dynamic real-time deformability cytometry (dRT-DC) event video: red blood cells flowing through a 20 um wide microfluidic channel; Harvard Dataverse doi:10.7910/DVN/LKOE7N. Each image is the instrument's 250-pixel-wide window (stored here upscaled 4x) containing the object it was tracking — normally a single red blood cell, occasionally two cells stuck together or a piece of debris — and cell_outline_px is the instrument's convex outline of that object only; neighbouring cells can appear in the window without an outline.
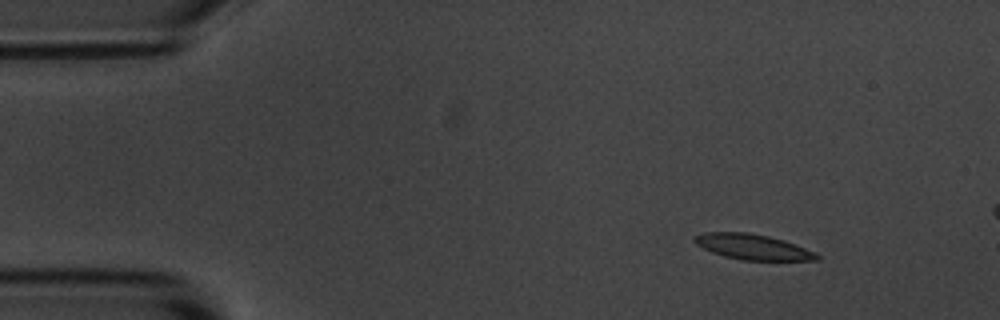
{"species": "common noctule bat (a hibernating species)", "species_latin": "Nyctalus noctula", "temperature_condition": "room temperature", "stored_images_in_passage": 4, "camera_frame_rate_fps": 3000, "um_per_image_px": 0.085, "animal": {"sex": "male", "body_mass_g": 20.1, "forearm_length_mm": 53.5}, "frame": {"image": 1, "passage_image": 1, "time_ms": 0.0, "image_size_px": [1000, 320], "cell_outline_px": [[820, 260], [740, 260], [724, 256], [712, 252], [696, 244], [692, 240], [696, 236], [704, 232], [748, 232], [768, 236], [784, 240], [816, 252], [820, 256]], "centroid_in_image_um": [64.0, 20.98], "position_along_channel_um": 21.0, "area_um2": 18.09}}